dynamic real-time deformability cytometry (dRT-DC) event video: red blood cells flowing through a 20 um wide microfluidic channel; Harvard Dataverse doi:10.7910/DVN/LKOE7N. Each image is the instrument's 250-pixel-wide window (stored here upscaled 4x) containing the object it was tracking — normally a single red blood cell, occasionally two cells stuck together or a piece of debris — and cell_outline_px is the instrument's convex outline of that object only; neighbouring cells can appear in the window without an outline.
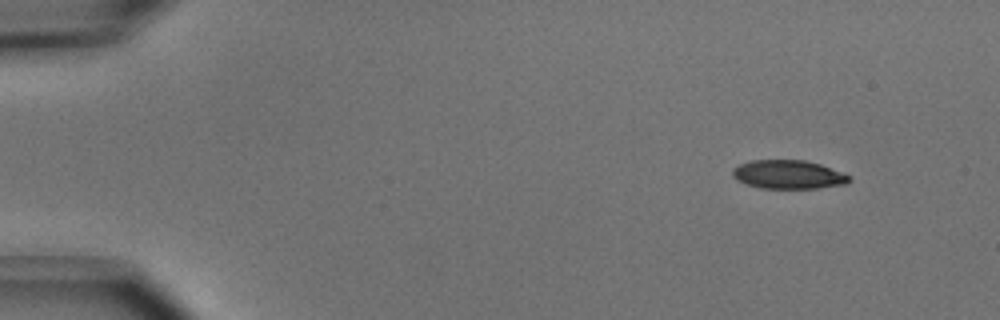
{"species": "common noctule bat (a hibernating species)", "species_latin": "Nyctalus noctula", "temperature_condition": "cold", "stored_images_in_passage": 47, "camera_frame_rate_fps": 3000, "um_per_image_px": 0.085, "animal": {"sex": "male", "body_mass_g": 15.6}, "frame": {"image": 1, "passage_image": 1, "time_ms": 0.0, "image_size_px": [1000, 320], "cell_outline_px": [[852, 180], [848, 184], [816, 188], [760, 188], [736, 180], [732, 176], [732, 168], [740, 164], [752, 160], [804, 160], [820, 164], [840, 172], [848, 176]], "centroid_in_image_um": [66.98, 14.83], "position_along_channel_um": 18.0, "area_um2": 19.42}}
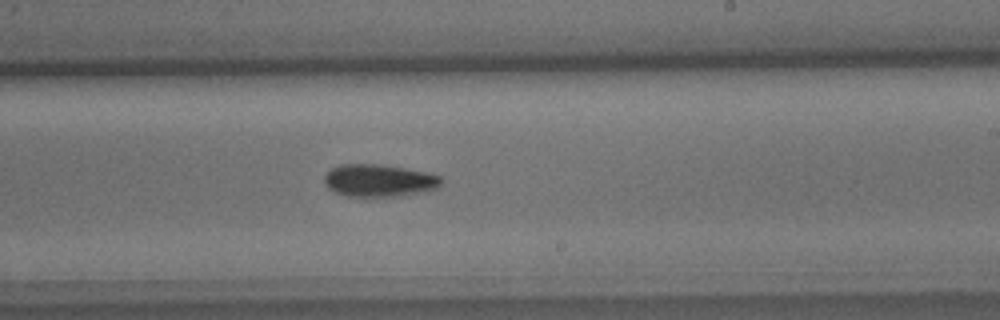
{"frame": {"image": 2, "passage_image": 27, "time_ms": 8.667, "image_size_px": [1000, 320], "cell_outline_px": [[444, 180], [436, 188], [424, 192], [400, 196], [348, 196], [336, 192], [328, 188], [324, 184], [324, 176], [332, 168], [340, 164], [376, 164], [432, 172], [440, 176]], "centroid_in_image_um": [32.25, 15.34], "position_along_channel_um": 256.7, "area_um2": 22.2}}
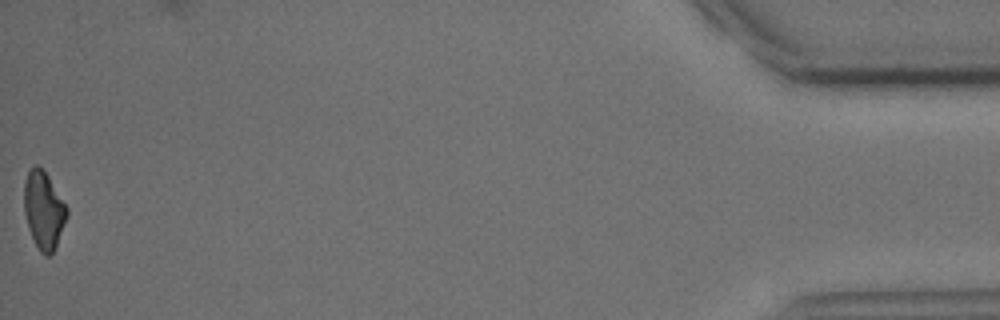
{"frame": {"image": 3, "passage_image": 47, "time_ms": 15.333, "image_size_px": [1000, 320], "cell_outline_px": [[68, 216], [56, 248], [48, 256], [44, 256], [40, 252], [28, 228], [24, 212], [24, 180], [28, 172], [36, 164], [48, 176], [68, 208]], "centroid_in_image_um": [3.72, 17.89], "position_along_channel_um": 431.5, "area_um2": 19.31}, "authors_computed_cell_mechanics": {"area_um2": 20.9814, "velocity_mm_per_s": 3.9638, "shape_relaxation_time_tau1_ms": 2.3226, "shape_relaxation_time_tau2_ms": null, "deformation_change_tau1": 0.0915, "deformation_change_tau2": null}}